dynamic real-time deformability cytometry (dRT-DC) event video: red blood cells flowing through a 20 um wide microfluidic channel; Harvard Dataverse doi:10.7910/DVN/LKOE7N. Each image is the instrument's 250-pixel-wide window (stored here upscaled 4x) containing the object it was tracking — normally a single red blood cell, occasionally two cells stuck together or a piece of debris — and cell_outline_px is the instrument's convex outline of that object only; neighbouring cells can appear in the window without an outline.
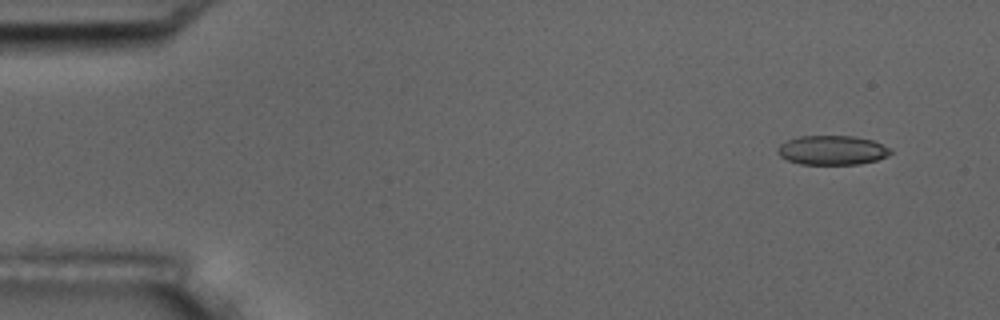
{"species": "common noctule bat (a hibernating species)", "species_latin": "Nyctalus noctula", "temperature_condition": "room temperature", "stored_images_in_passage": 16, "camera_frame_rate_fps": 3000, "um_per_image_px": 0.085, "animal": {"sex": "male", "body_mass_g": 17.5, "forearm_length_mm": 52.3}, "frame": {"image": 1, "passage_image": 1, "time_ms": 0.0, "image_size_px": [1000, 320], "cell_outline_px": [[892, 152], [888, 156], [876, 160], [860, 164], [800, 164], [788, 160], [780, 156], [776, 152], [780, 144], [788, 140], [800, 136], [852, 136], [872, 140], [892, 148]], "centroid_in_image_um": [70.75, 12.77], "position_along_channel_um": 14.2, "area_um2": 19.31}}
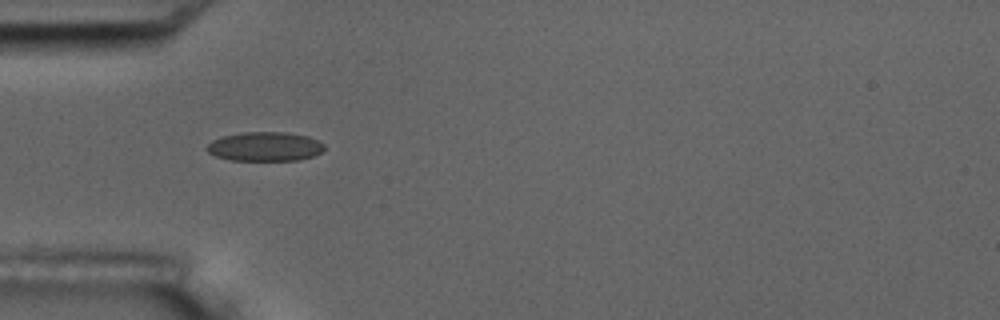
{"frame": {"image": 2, "passage_image": 5, "time_ms": 4.333, "image_size_px": [1000, 320], "cell_outline_px": [[324, 148], [320, 152], [312, 156], [300, 160], [232, 160], [216, 156], [208, 152], [204, 148], [212, 140], [220, 136], [244, 132], [284, 132], [308, 136], [324, 144]], "centroid_in_image_um": [22.48, 12.45], "position_along_channel_um": 62.5, "area_um2": 19.94}}